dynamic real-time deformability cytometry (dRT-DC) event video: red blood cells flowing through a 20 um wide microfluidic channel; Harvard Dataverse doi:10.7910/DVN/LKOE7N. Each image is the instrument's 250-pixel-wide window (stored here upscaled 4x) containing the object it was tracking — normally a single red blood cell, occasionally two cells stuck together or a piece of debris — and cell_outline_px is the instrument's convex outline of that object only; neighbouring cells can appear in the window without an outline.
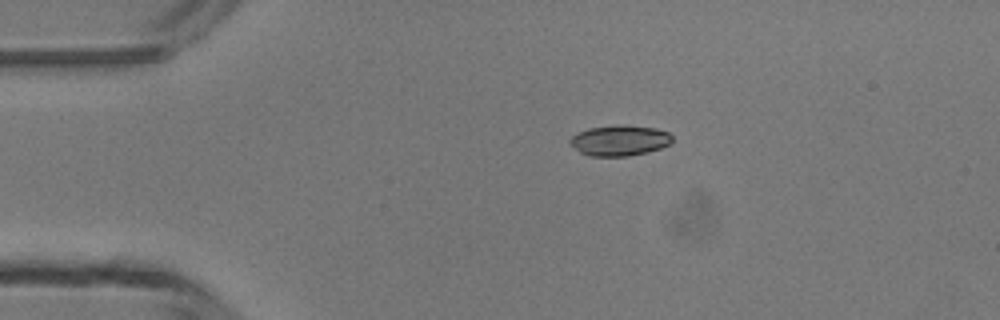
{"species": "common noctule bat (a hibernating species)", "species_latin": "Nyctalus noctula", "temperature_condition": "room temperature", "stored_images_in_passage": 3, "camera_frame_rate_fps": 3000, "um_per_image_px": 0.085, "animal": {"sex": "male", "body_mass_g": 13.3}, "frame": {"image": 1, "passage_image": 3, "time_ms": 3.0, "image_size_px": [1000, 320], "cell_outline_px": [[672, 140], [668, 144], [660, 148], [648, 152], [628, 156], [588, 156], [580, 152], [568, 144], [568, 140], [572, 136], [588, 128], [616, 124], [620, 124], [656, 128], [668, 132], [672, 136]], "centroid_in_image_um": [52.63, 11.93], "position_along_channel_um": 32.4, "area_um2": 18.38}}